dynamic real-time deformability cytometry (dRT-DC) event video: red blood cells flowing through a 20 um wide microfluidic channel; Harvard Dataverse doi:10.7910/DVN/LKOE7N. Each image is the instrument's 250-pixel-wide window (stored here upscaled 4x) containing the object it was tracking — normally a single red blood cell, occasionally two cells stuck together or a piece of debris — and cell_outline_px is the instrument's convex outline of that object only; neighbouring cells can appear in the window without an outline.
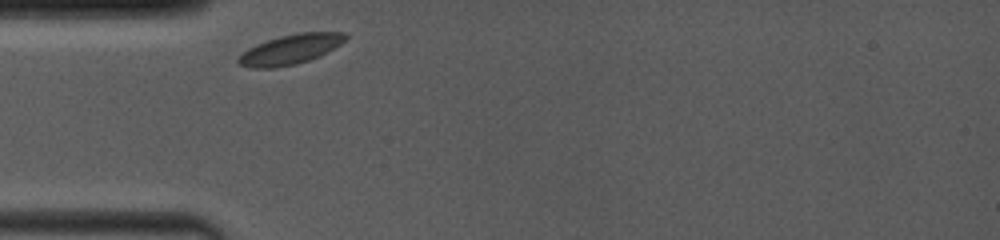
{"species": "common noctule bat (a hibernating species)", "species_latin": "Nyctalus noctula", "temperature_condition": "room temperature", "stored_images_in_passage": 6, "camera_frame_rate_fps": 4000, "um_per_image_px": 0.085, "animal": {"sex": "female", "body_mass_g": 19.0, "forearm_length_mm": 53.3}, "frame": {"image": 1, "passage_image": 1, "time_ms": 0.0, "image_size_px": [1000, 240], "cell_outline_px": [[348, 36], [340, 44], [320, 56], [296, 64], [272, 68], [252, 68], [240, 64], [236, 60], [248, 48], [256, 44], [280, 36], [296, 32], [348, 32]], "centroid_in_image_um": [24.7, 4.18], "position_along_channel_um": 60.3, "area_um2": 18.5}}